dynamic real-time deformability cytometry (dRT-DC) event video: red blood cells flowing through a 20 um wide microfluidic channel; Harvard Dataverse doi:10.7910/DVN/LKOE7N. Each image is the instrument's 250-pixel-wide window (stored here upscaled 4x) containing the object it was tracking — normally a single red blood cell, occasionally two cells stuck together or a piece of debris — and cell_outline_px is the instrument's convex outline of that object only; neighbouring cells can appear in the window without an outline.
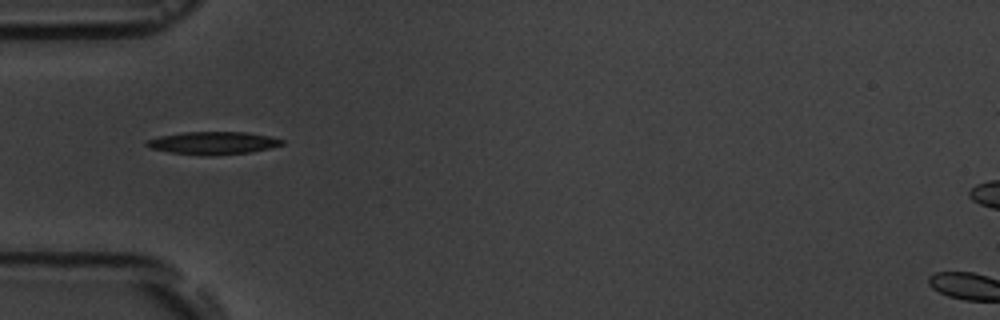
{"species": "common noctule bat (a hibernating species)", "species_latin": "Nyctalus noctula", "temperature_condition": "room temperature", "stored_images_in_passage": 5, "camera_frame_rate_fps": 3000, "um_per_image_px": 0.085, "animal": {"sex": "male", "body_mass_g": 19.5, "forearm_length_mm": 54.6}, "frame": {"image": 1, "passage_image": 1, "time_ms": 0.0, "image_size_px": [1000, 320], "cell_outline_px": [[284, 144], [268, 148], [248, 152], [212, 156], [204, 156], [172, 152], [148, 148], [144, 144], [144, 140], [160, 136], [184, 132], [244, 132], [268, 136], [284, 140]], "centroid_in_image_um": [18.04, 12.16], "position_along_channel_um": 67.0, "area_um2": 17.86}}
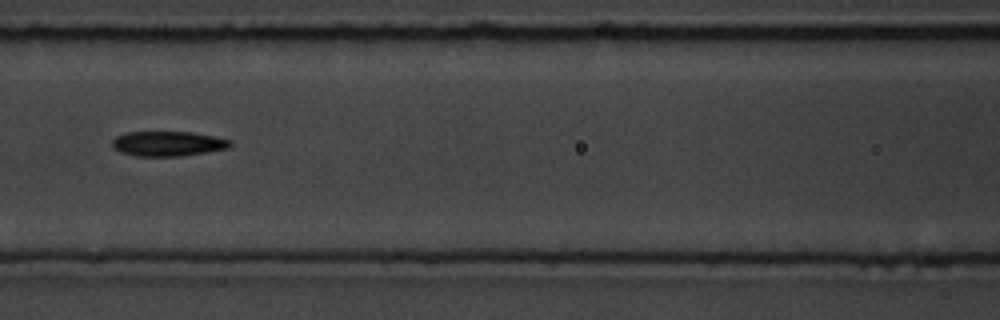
{"frame": {"image": 2, "passage_image": 3, "time_ms": 2.333, "image_size_px": [1000, 320], "cell_outline_px": [[232, 144], [228, 148], [180, 156], [136, 156], [120, 152], [112, 148], [112, 140], [116, 136], [128, 132], [192, 132], [216, 136], [232, 140]], "centroid_in_image_um": [14.26, 12.2], "position_along_channel_um": 152.3, "area_um2": 17.17}}
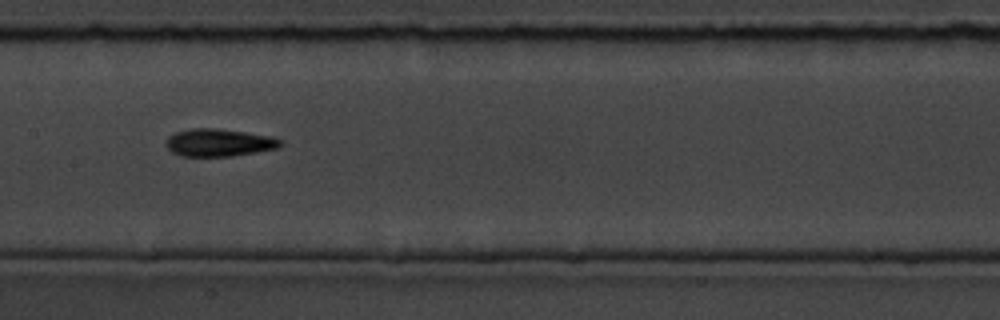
{"frame": {"image": 3, "passage_image": 4, "time_ms": 3.333, "image_size_px": [1000, 320], "cell_outline_px": [[284, 144], [280, 148], [232, 156], [180, 156], [172, 152], [164, 144], [164, 140], [168, 136], [176, 132], [192, 128], [216, 128], [272, 136], [280, 140]], "centroid_in_image_um": [18.6, 12.12], "position_along_channel_um": 188.8, "area_um2": 18.55}}